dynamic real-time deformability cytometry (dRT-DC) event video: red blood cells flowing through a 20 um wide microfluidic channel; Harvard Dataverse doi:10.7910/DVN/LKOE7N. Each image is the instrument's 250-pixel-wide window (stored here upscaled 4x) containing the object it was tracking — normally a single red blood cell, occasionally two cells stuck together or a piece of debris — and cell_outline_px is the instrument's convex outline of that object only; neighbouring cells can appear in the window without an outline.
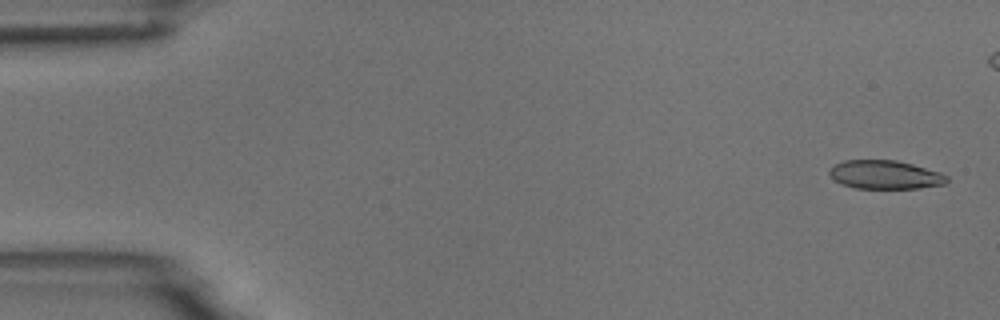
{"species": "common noctule bat (a hibernating species)", "species_latin": "Nyctalus noctula", "temperature_condition": "room temperature", "stored_images_in_passage": 4, "camera_frame_rate_fps": 3000, "um_per_image_px": 0.085, "animal": {"sex": "male", "body_mass_g": 18.8}, "frame": {"image": 1, "passage_image": 1, "time_ms": 0.0, "image_size_px": [1000, 320], "cell_outline_px": [[948, 180], [944, 184], [920, 188], [856, 188], [844, 184], [836, 180], [828, 172], [836, 164], [844, 160], [896, 160], [912, 164], [940, 172], [948, 176]], "centroid_in_image_um": [75.27, 14.84], "position_along_channel_um": 9.7, "area_um2": 19.31}}